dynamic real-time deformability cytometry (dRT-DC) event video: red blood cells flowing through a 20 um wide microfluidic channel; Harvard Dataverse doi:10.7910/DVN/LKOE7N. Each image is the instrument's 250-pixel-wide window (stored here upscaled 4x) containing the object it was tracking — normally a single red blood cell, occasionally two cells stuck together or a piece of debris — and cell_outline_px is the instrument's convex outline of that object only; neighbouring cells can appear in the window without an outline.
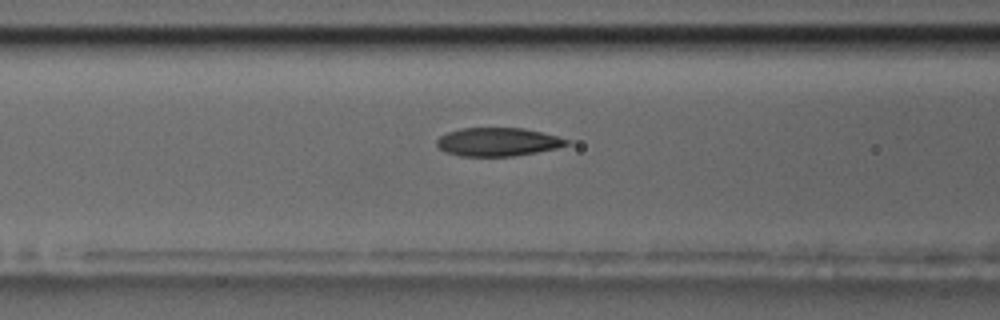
{"species": "common noctule bat (a hibernating species)", "species_latin": "Nyctalus noctula", "temperature_condition": "room temperature", "stored_images_in_passage": 44, "camera_frame_rate_fps": 3000, "um_per_image_px": 0.085, "animal": {"sex": "male", "body_mass_g": 17.5, "forearm_length_mm": 52.3}, "frame": {"image": 1, "passage_image": 13, "time_ms": 4.0, "image_size_px": [1000, 320], "cell_outline_px": [[572, 140], [568, 144], [556, 148], [536, 152], [512, 156], [460, 156], [448, 152], [440, 148], [436, 144], [436, 140], [440, 136], [448, 132], [460, 128], [524, 128]], "centroid_in_image_um": [42.31, 12.06], "position_along_channel_um": 124.3, "area_um2": 21.33}}
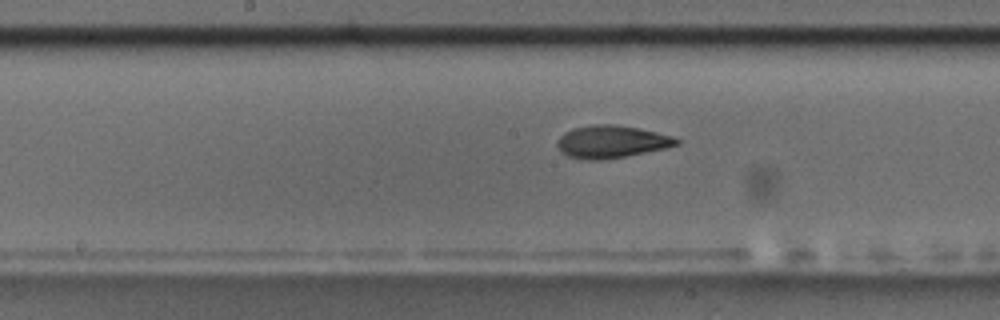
{"frame": {"image": 2, "passage_image": 19, "time_ms": 6.0, "image_size_px": [1000, 320], "cell_outline_px": [[680, 144], [664, 148], [624, 156], [600, 160], [588, 160], [568, 156], [560, 152], [556, 144], [556, 140], [564, 132], [572, 128], [592, 124], [616, 124], [656, 132], [672, 136], [680, 140]], "centroid_in_image_um": [51.92, 12.03], "position_along_channel_um": 196.3, "area_um2": 22.54}}
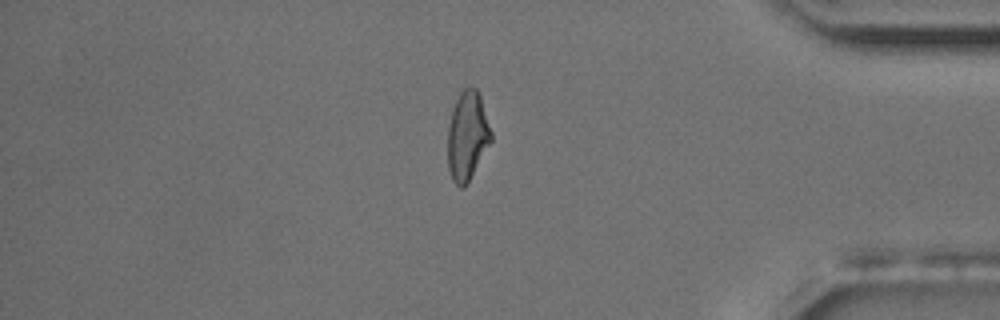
{"frame": {"image": 3, "passage_image": 38, "time_ms": 12.333, "image_size_px": [1000, 320], "cell_outline_px": [[492, 140], [464, 188], [460, 188], [452, 180], [448, 168], [448, 128], [452, 108], [460, 92], [464, 88], [476, 88], [480, 96], [492, 132]], "centroid_in_image_um": [39.72, 11.55], "position_along_channel_um": 395.5, "area_um2": 22.31}, "authors_computed_cell_mechanics": {"area_um2": 22.3108, "velocity_mm_per_s": 3.6063, "shape_relaxation_time_tau1_ms": 6.0466, "shape_relaxation_time_tau2_ms": 2.8005, "deformation_change_tau1": 0.1845, "deformation_change_tau2": 0.0879}}